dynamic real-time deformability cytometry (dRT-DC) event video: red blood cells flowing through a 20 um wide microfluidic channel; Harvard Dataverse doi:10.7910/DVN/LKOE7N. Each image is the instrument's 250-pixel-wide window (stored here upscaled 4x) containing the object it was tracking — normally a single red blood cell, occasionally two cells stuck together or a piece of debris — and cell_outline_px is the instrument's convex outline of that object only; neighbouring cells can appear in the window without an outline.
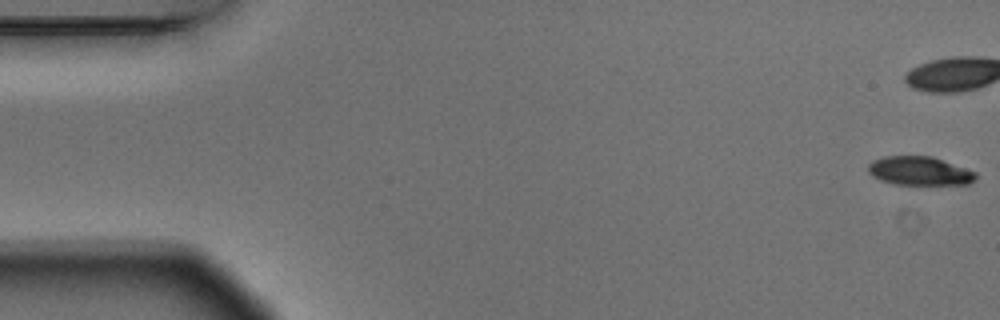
{"species": "Egyptian fruit bat (a non-hibernating species)", "species_latin": "Rousettus aegyptiacus", "temperature_condition": "warm", "stored_images_in_passage": 11, "camera_frame_rate_fps": 3000, "um_per_image_px": 0.085, "animal": {"sex": "male"}, "frame": {"image": 1, "passage_image": 1, "time_ms": 0.0, "image_size_px": [1000, 320], "cell_outline_px": [[976, 180], [968, 184], [896, 184], [880, 180], [872, 176], [868, 172], [868, 164], [872, 160], [884, 156], [932, 156], [976, 172]], "centroid_in_image_um": [78.14, 14.52], "position_along_channel_um": 6.9, "area_um2": 17.98}}
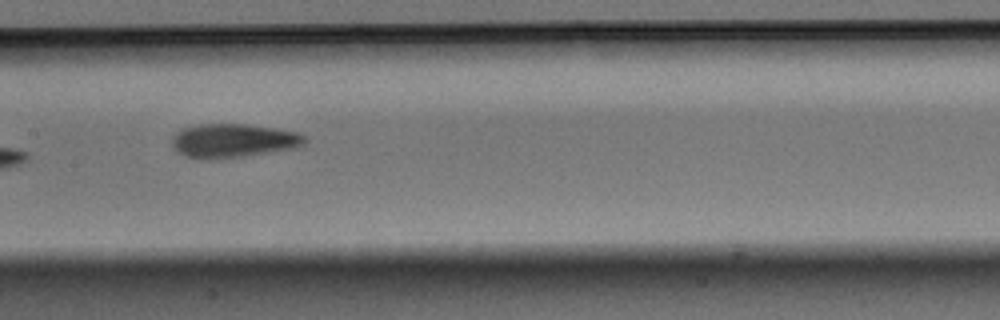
{"frame": {"image": 2, "passage_image": 8, "time_ms": 2.333, "image_size_px": [1000, 320], "cell_outline_px": [[308, 140], [304, 144], [296, 148], [244, 156], [212, 160], [196, 160], [176, 152], [172, 144], [172, 136], [180, 128], [192, 124], [248, 124], [276, 128], [296, 132], [304, 136]], "centroid_in_image_um": [19.76, 11.96], "position_along_channel_um": 187.6, "area_um2": 26.76}}
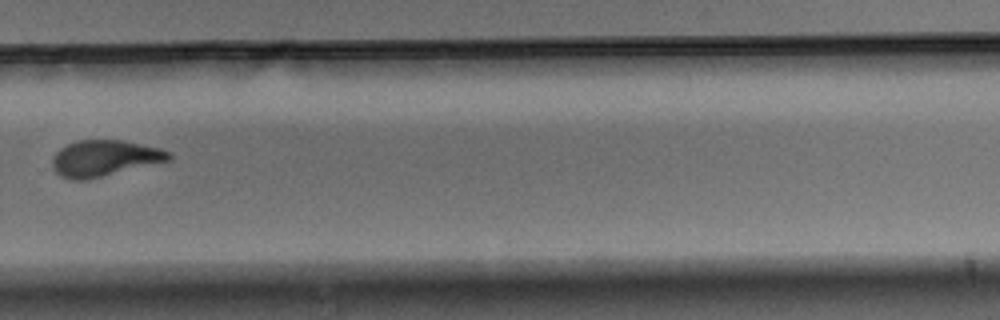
{"frame": {"image": 3, "passage_image": 11, "time_ms": 3.333, "image_size_px": [1000, 320], "cell_outline_px": [[172, 160], [88, 180], [72, 180], [60, 176], [52, 168], [52, 156], [60, 148], [68, 144], [80, 140], [120, 140], [160, 148], [172, 152]], "centroid_in_image_um": [8.89, 13.46], "position_along_channel_um": 320.9, "area_um2": 24.74}}